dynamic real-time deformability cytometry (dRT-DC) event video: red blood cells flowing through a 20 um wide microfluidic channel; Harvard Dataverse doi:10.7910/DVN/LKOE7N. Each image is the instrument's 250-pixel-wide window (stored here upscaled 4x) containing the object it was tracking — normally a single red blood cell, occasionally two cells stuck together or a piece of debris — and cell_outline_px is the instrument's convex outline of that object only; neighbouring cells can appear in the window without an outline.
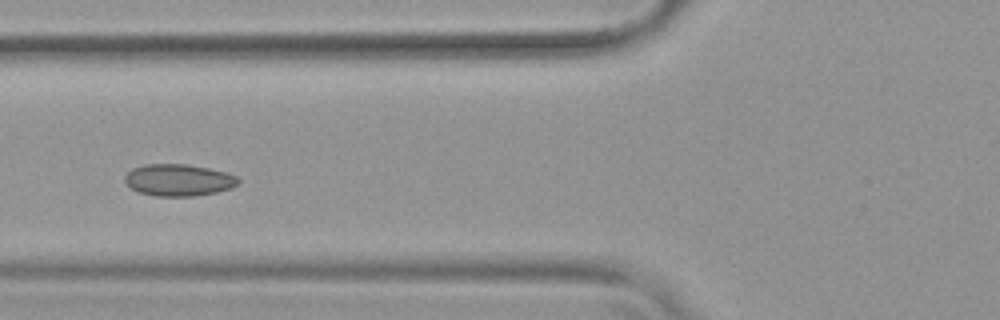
{"species": "common noctule bat (a hibernating species)", "species_latin": "Nyctalus noctula", "temperature_condition": "warm", "stored_images_in_passage": 30, "camera_frame_rate_fps": 3000, "um_per_image_px": 0.085, "animal": {"sex": "female", "body_mass_g": 19.9}, "frame": {"image": 1, "passage_image": 5, "time_ms": 1.333, "image_size_px": [1000, 320], "cell_outline_px": [[240, 184], [232, 188], [216, 192], [196, 196], [152, 196], [140, 192], [132, 188], [124, 180], [124, 176], [132, 168], [144, 164], [188, 164], [228, 172], [236, 176], [240, 180]], "centroid_in_image_um": [15.21, 15.3], "position_along_channel_um": 110.6, "area_um2": 21.27}, "authors_computed_cell_mechanics": {"area_um2": 20.23, "velocity_mm_per_s": 3.7651, "shape_relaxation_time_tau1_ms": null, "shape_relaxation_time_tau2_ms": 6.4645, "deformation_change_tau1": null, "deformation_change_tau2": 0.1165}}